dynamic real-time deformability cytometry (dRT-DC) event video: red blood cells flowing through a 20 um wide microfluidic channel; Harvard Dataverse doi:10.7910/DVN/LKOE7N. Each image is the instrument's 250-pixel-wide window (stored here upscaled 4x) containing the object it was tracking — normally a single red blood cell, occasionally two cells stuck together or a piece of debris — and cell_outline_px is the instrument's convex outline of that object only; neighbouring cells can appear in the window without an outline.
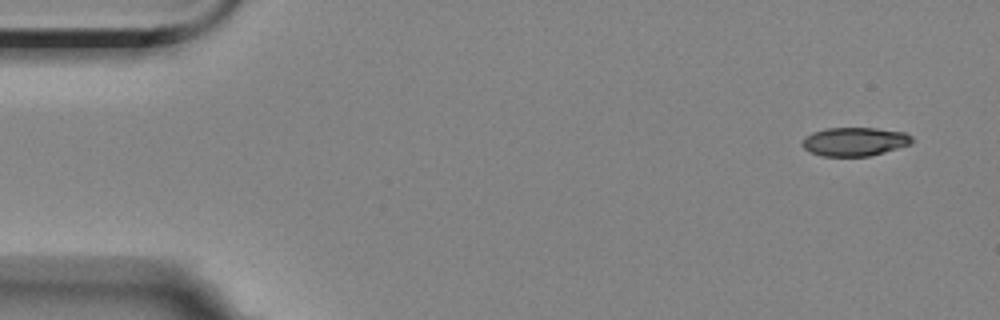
{"species": "Egyptian fruit bat (a non-hibernating species)", "species_latin": "Rousettus aegyptiacus", "temperature_condition": "room temperature", "stored_images_in_passage": 12, "camera_frame_rate_fps": 3000, "um_per_image_px": 0.085, "animal": {"sex": "female"}, "frame": {"image": 1, "passage_image": 1, "time_ms": 0.0, "image_size_px": [1000, 320], "cell_outline_px": [[912, 144], [884, 152], [868, 156], [820, 156], [804, 148], [800, 144], [804, 136], [812, 132], [828, 128], [876, 128], [904, 132], [912, 136]], "centroid_in_image_um": [72.63, 12.03], "position_along_channel_um": 12.4, "area_um2": 18.38}}
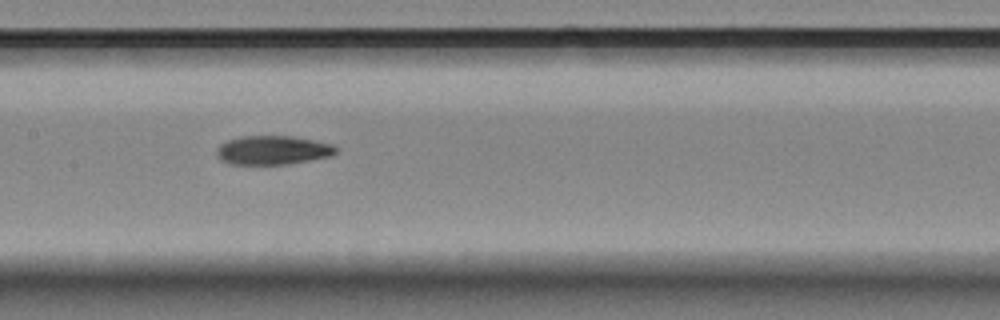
{"frame": {"image": 2, "passage_image": 7, "time_ms": 8.0, "image_size_px": [1000, 320], "cell_outline_px": [[340, 148], [332, 156], [288, 164], [228, 164], [220, 160], [216, 156], [216, 148], [220, 144], [228, 140], [240, 136], [292, 136], [332, 144]], "centroid_in_image_um": [23.17, 12.77], "position_along_channel_um": 184.2, "area_um2": 20.29}}
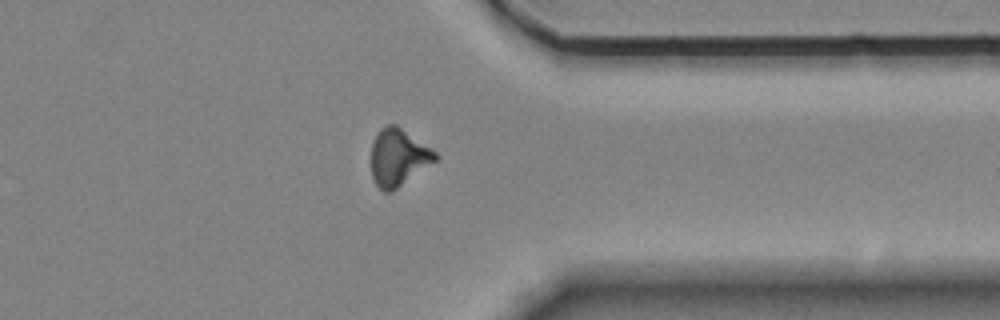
{"frame": {"image": 3, "passage_image": 12, "time_ms": 13.667, "image_size_px": [1000, 320], "cell_outline_px": [[440, 156], [436, 160], [396, 188], [388, 192], [384, 192], [376, 184], [372, 176], [372, 144], [380, 128], [388, 124], [396, 124], [432, 148]], "centroid_in_image_um": [33.86, 13.34], "position_along_channel_um": 377.5, "area_um2": 20.98}, "authors_computed_cell_mechanics": {"area_um2": 20.3167, "velocity_mm_per_s": 3.518, "shape_relaxation_time_tau1_ms": 8.8218, "shape_relaxation_time_tau2_ms": 2.375, "deformation_change_tau1": 0.1578, "deformation_change_tau2": 0.0776}}